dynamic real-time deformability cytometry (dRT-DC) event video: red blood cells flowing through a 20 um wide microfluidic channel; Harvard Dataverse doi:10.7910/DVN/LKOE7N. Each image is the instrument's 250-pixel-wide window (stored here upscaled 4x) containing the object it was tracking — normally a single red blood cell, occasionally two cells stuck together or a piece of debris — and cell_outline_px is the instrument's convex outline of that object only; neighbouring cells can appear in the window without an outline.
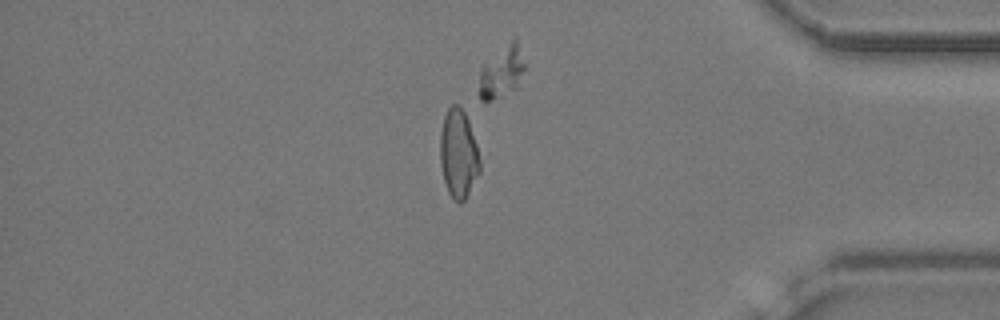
{"species": "common noctule bat (a hibernating species)", "species_latin": "Nyctalus noctula", "temperature_condition": "cold", "stored_images_in_passage": 51, "camera_frame_rate_fps": 3000, "um_per_image_px": 0.085, "animal": {"sex": "female", "body_mass_g": 24.6, "forearm_length_mm": 56.2}, "frame": {"image": 1, "passage_image": 43, "time_ms": 14.0, "image_size_px": [1000, 320], "cell_outline_px": [[480, 172], [464, 200], [460, 204], [448, 192], [444, 180], [440, 164], [440, 132], [444, 116], [448, 108], [452, 104], [460, 104], [464, 108], [476, 144], [480, 160]], "centroid_in_image_um": [38.96, 13.02], "position_along_channel_um": 396.2, "area_um2": 20.58}}